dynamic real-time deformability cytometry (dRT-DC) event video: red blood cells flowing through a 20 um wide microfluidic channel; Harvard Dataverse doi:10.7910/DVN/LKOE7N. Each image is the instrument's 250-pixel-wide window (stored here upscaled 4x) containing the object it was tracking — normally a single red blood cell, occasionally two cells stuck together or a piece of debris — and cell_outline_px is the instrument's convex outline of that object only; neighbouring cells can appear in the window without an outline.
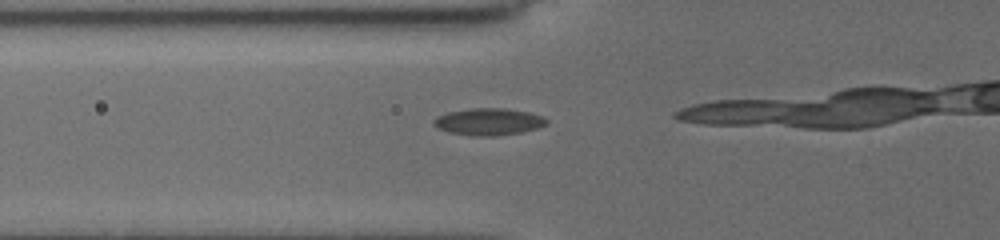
{"species": "common noctule bat (a hibernating species)", "species_latin": "Nyctalus noctula", "temperature_condition": "cold", "stored_images_in_passage": 4, "camera_frame_rate_fps": 3000, "um_per_image_px": 0.085, "animal": {"sex": "female", "body_mass_g": 19.5, "forearm_length_mm": 54.1}, "frame": {"image": 1, "passage_image": 2, "time_ms": 0.333, "image_size_px": [1000, 240], "cell_outline_px": [[548, 120], [544, 124], [536, 128], [520, 132], [492, 136], [480, 136], [452, 132], [440, 128], [432, 124], [432, 120], [436, 116], [448, 112], [472, 108], [504, 108], [528, 112], [544, 116]], "centroid_in_image_um": [41.52, 10.32], "position_along_channel_um": 84.3, "area_um2": 17.4}}